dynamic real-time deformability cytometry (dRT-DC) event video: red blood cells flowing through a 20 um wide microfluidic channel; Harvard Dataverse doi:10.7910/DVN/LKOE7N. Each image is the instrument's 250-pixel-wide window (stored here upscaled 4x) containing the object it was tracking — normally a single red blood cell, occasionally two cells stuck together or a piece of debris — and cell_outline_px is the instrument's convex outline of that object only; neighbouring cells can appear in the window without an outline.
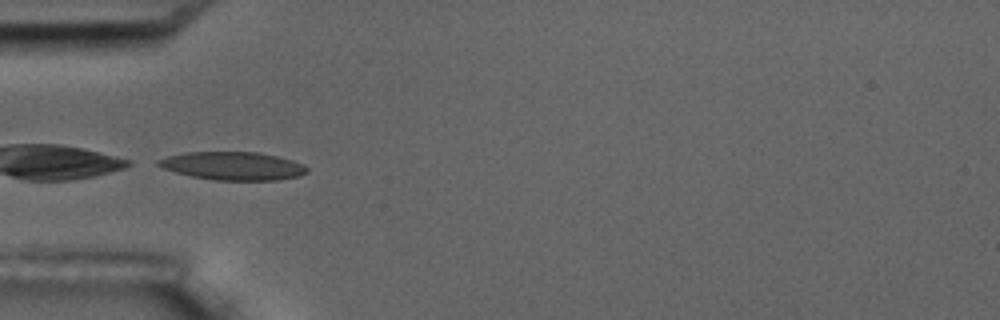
{"species": "common noctule bat (a hibernating species)", "species_latin": "Nyctalus noctula", "temperature_condition": "room temperature", "stored_images_in_passage": 7, "camera_frame_rate_fps": 3000, "um_per_image_px": 0.085, "animal": {"sex": "male", "body_mass_g": 17.5, "forearm_length_mm": 52.3}, "frame": {"image": 1, "passage_image": 6, "time_ms": 5.667, "image_size_px": [1000, 320], "cell_outline_px": [[308, 172], [300, 176], [276, 180], [216, 180], [192, 176], [176, 172], [164, 168], [156, 164], [156, 160], [168, 156], [188, 152], [260, 152], [292, 160], [304, 164], [308, 168]], "centroid_in_image_um": [19.83, 14.1], "position_along_channel_um": 65.2, "area_um2": 24.33}}